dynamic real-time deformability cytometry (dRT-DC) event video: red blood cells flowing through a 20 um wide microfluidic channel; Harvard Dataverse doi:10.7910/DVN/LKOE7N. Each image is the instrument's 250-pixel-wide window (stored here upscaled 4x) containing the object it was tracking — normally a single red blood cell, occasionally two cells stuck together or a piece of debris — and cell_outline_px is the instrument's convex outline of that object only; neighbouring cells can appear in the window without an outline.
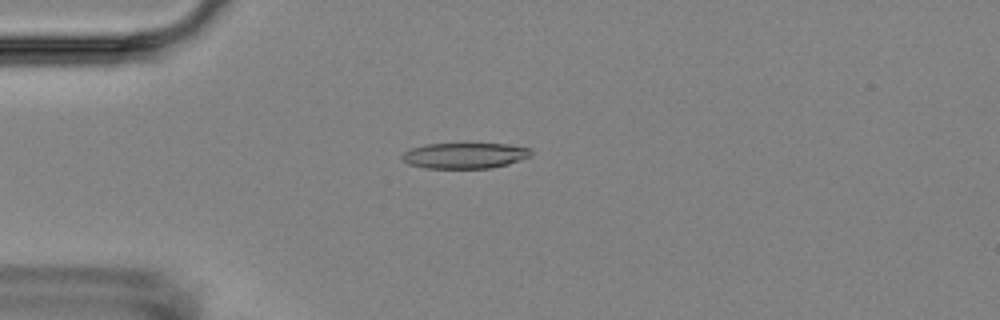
{"species": "Egyptian fruit bat (a non-hibernating species)", "species_latin": "Rousettus aegyptiacus", "temperature_condition": "room temperature", "stored_images_in_passage": 54, "camera_frame_rate_fps": 3000, "um_per_image_px": 0.085, "animal": {"sex": "female"}, "frame": {"image": 1, "passage_image": 14, "time_ms": 4.333, "image_size_px": [1000, 320], "cell_outline_px": [[532, 156], [508, 164], [492, 168], [428, 168], [408, 164], [400, 160], [400, 156], [404, 152], [412, 148], [424, 144], [508, 144], [532, 148]], "centroid_in_image_um": [39.51, 13.22], "position_along_channel_um": 45.5, "area_um2": 19.48}}
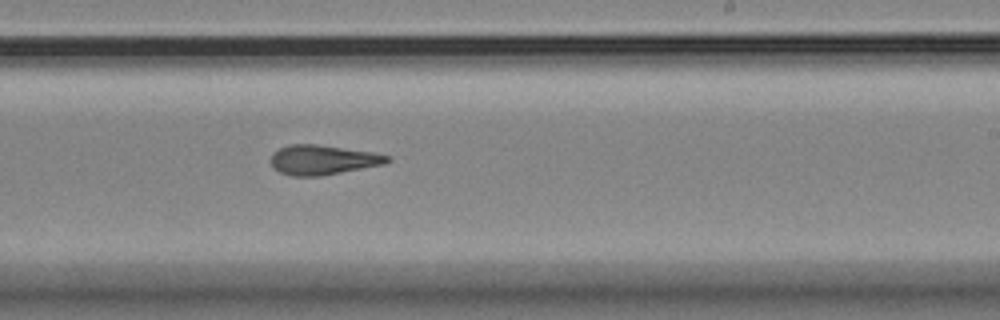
{"frame": {"image": 2, "passage_image": 33, "time_ms": 10.667, "image_size_px": [1000, 320], "cell_outline_px": [[392, 160], [384, 164], [320, 176], [292, 176], [280, 172], [272, 168], [268, 160], [272, 152], [288, 144], [316, 144], [372, 152], [392, 156]], "centroid_in_image_um": [27.39, 13.58], "position_along_channel_um": 261.6, "area_um2": 20.35}}
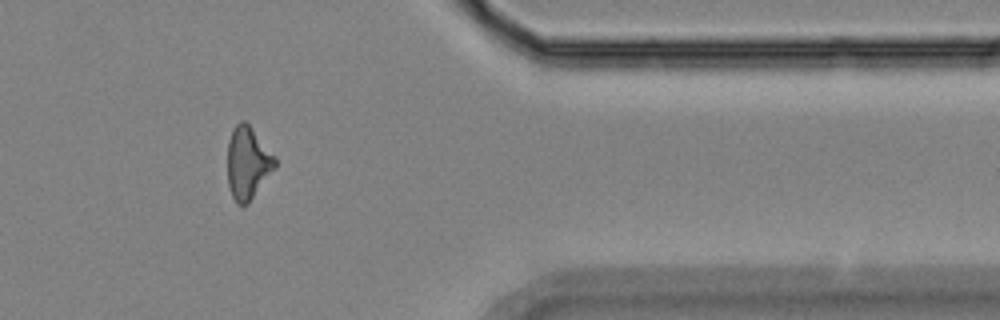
{"frame": {"image": 3, "passage_image": 45, "time_ms": 14.667, "image_size_px": [1000, 320], "cell_outline_px": [[276, 168], [248, 204], [236, 204], [232, 196], [228, 184], [228, 140], [232, 128], [240, 120], [244, 120], [248, 124], [276, 156]], "centroid_in_image_um": [21.07, 13.85], "position_along_channel_um": 390.3, "area_um2": 20.23}, "authors_computed_cell_mechanics": {"area_um2": 20.0855, "velocity_mm_per_s": 3.684, "shape_relaxation_time_tau1_ms": 9.2119, "shape_relaxation_time_tau2_ms": 4.7605, "deformation_change_tau1": 0.2211, "deformation_change_tau2": 0.1357}}